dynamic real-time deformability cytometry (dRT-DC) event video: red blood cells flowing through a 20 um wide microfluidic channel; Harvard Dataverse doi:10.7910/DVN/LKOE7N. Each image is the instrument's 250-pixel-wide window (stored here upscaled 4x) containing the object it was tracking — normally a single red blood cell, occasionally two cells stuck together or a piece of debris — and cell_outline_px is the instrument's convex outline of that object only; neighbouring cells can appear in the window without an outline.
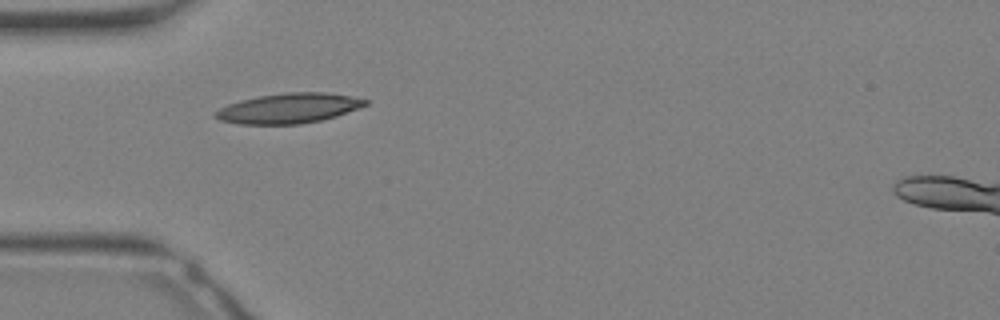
{"species": "Egyptian fruit bat (a non-hibernating species)", "species_latin": "Rousettus aegyptiacus", "temperature_condition": "warm", "stored_images_in_passage": 5, "camera_frame_rate_fps": 3000, "um_per_image_px": 0.085, "animal": {"sex": "female"}, "frame": {"image": 1, "passage_image": 1, "time_ms": 0.0, "image_size_px": [1000, 320], "cell_outline_px": [[368, 104], [336, 116], [320, 120], [300, 124], [240, 124], [220, 120], [212, 116], [212, 112], [228, 104], [240, 100], [260, 96], [284, 92], [324, 92], [352, 96], [368, 100]], "centroid_in_image_um": [24.5, 9.2], "position_along_channel_um": 60.5, "area_um2": 26.18}}
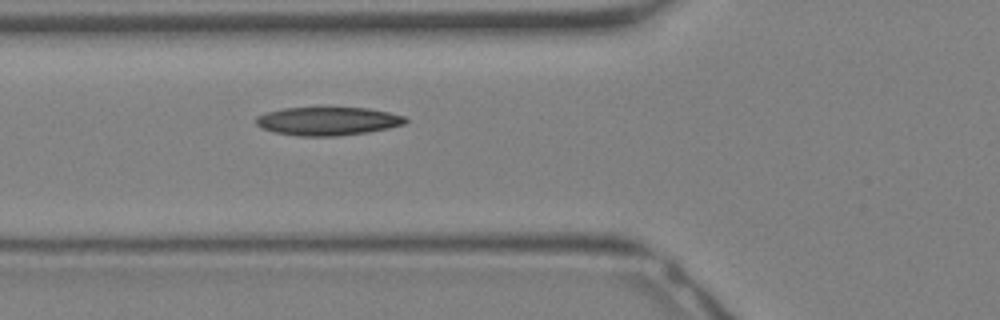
{"frame": {"image": 2, "passage_image": 3, "time_ms": 0.667, "image_size_px": [1000, 320], "cell_outline_px": [[408, 120], [404, 124], [388, 128], [368, 132], [336, 136], [296, 136], [276, 132], [260, 128], [256, 124], [256, 116], [264, 112], [284, 108], [368, 108], [388, 112], [404, 116]], "centroid_in_image_um": [27.83, 10.3], "position_along_channel_um": 98.0, "area_um2": 24.68}}
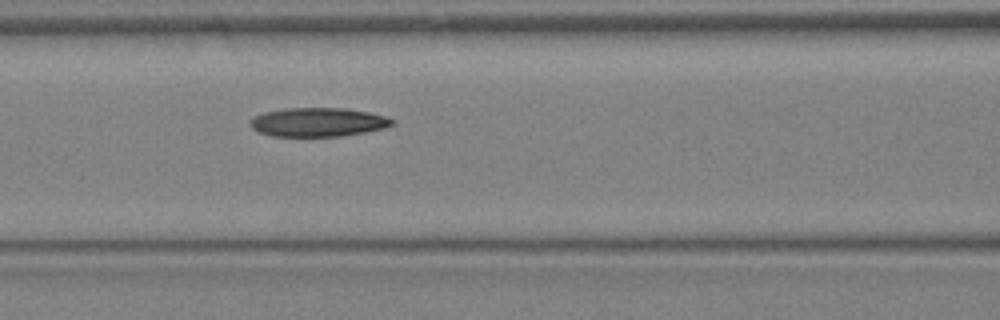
{"frame": {"image": 3, "passage_image": 5, "time_ms": 1.333, "image_size_px": [1000, 320], "cell_outline_px": [[392, 124], [384, 128], [364, 132], [340, 136], [272, 136], [260, 132], [252, 128], [248, 124], [248, 120], [252, 116], [264, 112], [284, 108], [344, 108], [368, 112], [388, 116], [392, 120]], "centroid_in_image_um": [26.97, 10.37], "position_along_channel_um": 139.6, "area_um2": 23.93}}